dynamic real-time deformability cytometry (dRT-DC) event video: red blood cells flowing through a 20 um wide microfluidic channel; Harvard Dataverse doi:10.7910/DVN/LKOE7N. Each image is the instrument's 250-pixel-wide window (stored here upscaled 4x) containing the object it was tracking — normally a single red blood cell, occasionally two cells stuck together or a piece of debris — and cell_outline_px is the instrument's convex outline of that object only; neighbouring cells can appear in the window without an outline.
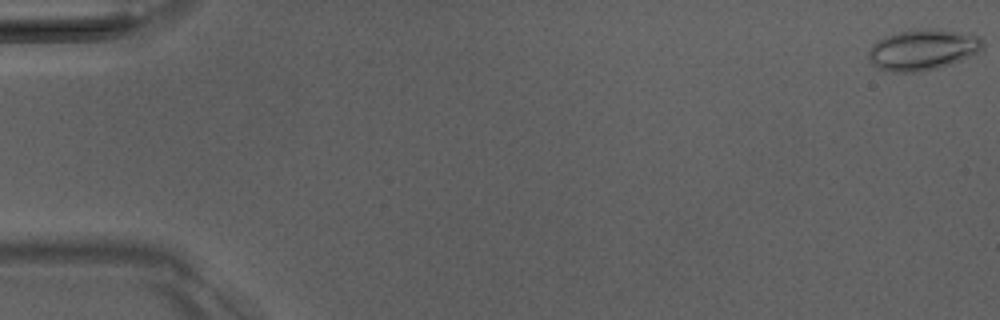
{"species": "Egyptian fruit bat (a non-hibernating species)", "species_latin": "Rousettus aegyptiacus", "temperature_condition": "room temperature", "stored_images_in_passage": 8, "camera_frame_rate_fps": 3000, "um_per_image_px": 0.085, "animal": {"sex": "male"}, "frame": {"image": 1, "passage_image": 1, "time_ms": 0.0, "image_size_px": [1000, 320], "cell_outline_px": [[984, 48], [960, 60], [936, 68], [916, 72], [892, 72], [880, 68], [868, 60], [868, 52], [872, 44], [876, 40], [900, 32], [972, 32], [980, 36], [984, 40]], "centroid_in_image_um": [78.44, 4.27], "position_along_channel_um": 6.6, "area_um2": 26.13}}